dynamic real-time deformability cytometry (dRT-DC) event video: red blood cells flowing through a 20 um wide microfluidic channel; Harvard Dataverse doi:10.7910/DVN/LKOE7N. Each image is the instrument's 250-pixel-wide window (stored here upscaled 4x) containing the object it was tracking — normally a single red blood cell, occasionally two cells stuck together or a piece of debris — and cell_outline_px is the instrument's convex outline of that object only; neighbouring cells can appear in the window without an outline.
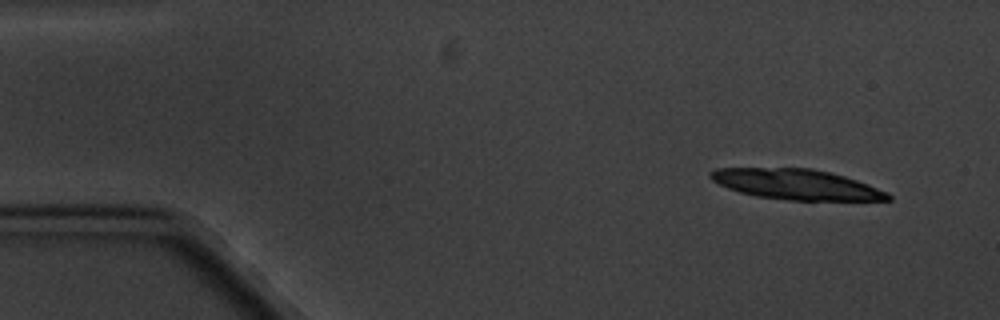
{"species": "common noctule bat (a hibernating species)", "species_latin": "Nyctalus noctula", "temperature_condition": "cold", "stored_images_in_passage": 17, "camera_frame_rate_fps": 3000, "um_per_image_px": 0.085, "animal": {"sex": "male", "body_mass_g": 20.1, "forearm_length_mm": 53.5}, "frame": {"image": 1, "passage_image": 1, "time_ms": 0.0, "image_size_px": [1000, 320], "cell_outline_px": [[892, 200], [788, 200], [756, 196], [740, 192], [728, 188], [712, 180], [708, 176], [708, 172], [716, 168], [812, 168], [844, 176], [868, 184], [888, 192], [892, 196]], "centroid_in_image_um": [67.68, 15.67], "position_along_channel_um": 17.3, "area_um2": 31.27}, "authors_computed_cell_mechanics": {"area_um2": 20.4612, "velocity_mm_per_s": 3.364, "shape_relaxation_time_tau1_ms": 2.6772, "shape_relaxation_time_tau2_ms": null, "deformation_change_tau1": 0.108, "deformation_change_tau2": null}}